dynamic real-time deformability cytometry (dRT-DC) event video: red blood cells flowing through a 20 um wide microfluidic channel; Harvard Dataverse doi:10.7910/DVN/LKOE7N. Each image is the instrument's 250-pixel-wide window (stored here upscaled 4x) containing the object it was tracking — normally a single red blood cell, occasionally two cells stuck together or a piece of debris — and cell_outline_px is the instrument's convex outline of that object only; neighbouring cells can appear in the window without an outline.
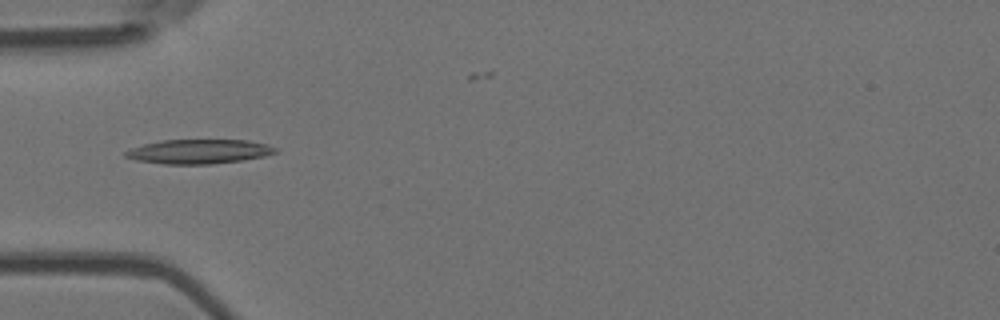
{"species": "Egyptian fruit bat (a non-hibernating species)", "species_latin": "Rousettus aegyptiacus", "temperature_condition": "room temperature", "stored_images_in_passage": 5, "camera_frame_rate_fps": 3000, "um_per_image_px": 0.085, "animal": {"sex": "female"}, "frame": {"image": 1, "passage_image": 4, "time_ms": 1.0, "image_size_px": [1000, 320], "cell_outline_px": [[276, 152], [264, 156], [244, 160], [212, 164], [164, 164], [136, 160], [124, 156], [124, 152], [132, 148], [144, 144], [160, 140], [248, 140], [268, 144], [276, 148]], "centroid_in_image_um": [16.91, 12.88], "position_along_channel_um": 68.1, "area_um2": 21.27}}